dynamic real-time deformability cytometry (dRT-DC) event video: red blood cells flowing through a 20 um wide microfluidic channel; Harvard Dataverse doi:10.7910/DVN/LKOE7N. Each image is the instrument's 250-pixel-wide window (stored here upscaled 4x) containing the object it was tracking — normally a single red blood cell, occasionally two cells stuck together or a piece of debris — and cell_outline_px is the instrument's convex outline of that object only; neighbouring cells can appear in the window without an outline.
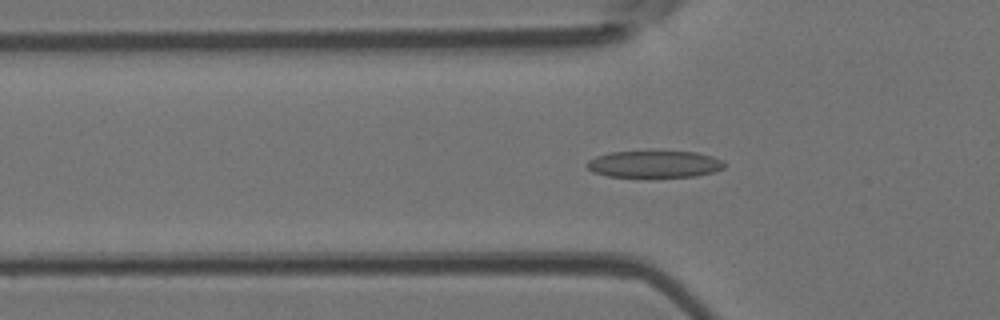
{"species": "Egyptian fruit bat (a non-hibernating species)", "species_latin": "Rousettus aegyptiacus", "temperature_condition": "room temperature", "stored_images_in_passage": 48, "camera_frame_rate_fps": 3000, "um_per_image_px": 0.085, "animal": {"sex": "female"}, "frame": {"image": 1, "passage_image": 14, "time_ms": 4.333, "image_size_px": [1000, 320], "cell_outline_px": [[728, 164], [724, 168], [712, 172], [696, 176], [608, 176], [592, 172], [584, 164], [588, 160], [596, 156], [612, 152], [696, 152], [712, 156]], "centroid_in_image_um": [55.62, 13.95], "position_along_channel_um": 70.2, "area_um2": 21.21}}
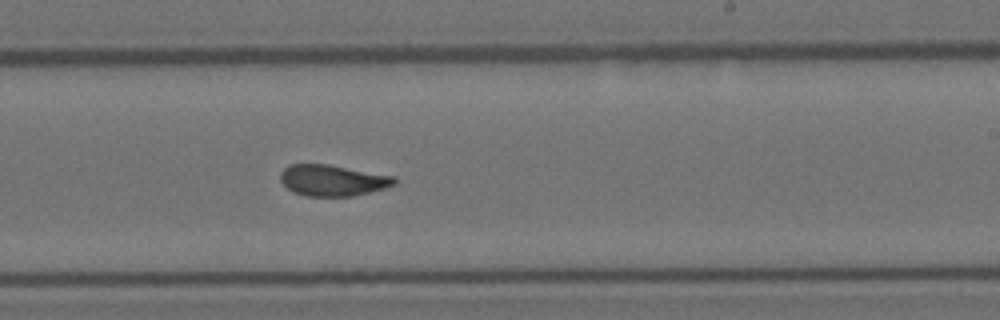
{"frame": {"image": 2, "passage_image": 28, "time_ms": 9.0, "image_size_px": [1000, 320], "cell_outline_px": [[396, 184], [384, 188], [352, 196], [304, 196], [292, 192], [280, 180], [280, 172], [288, 164], [328, 164], [396, 176]], "centroid_in_image_um": [28.26, 15.32], "position_along_channel_um": 260.7, "area_um2": 20.81}}
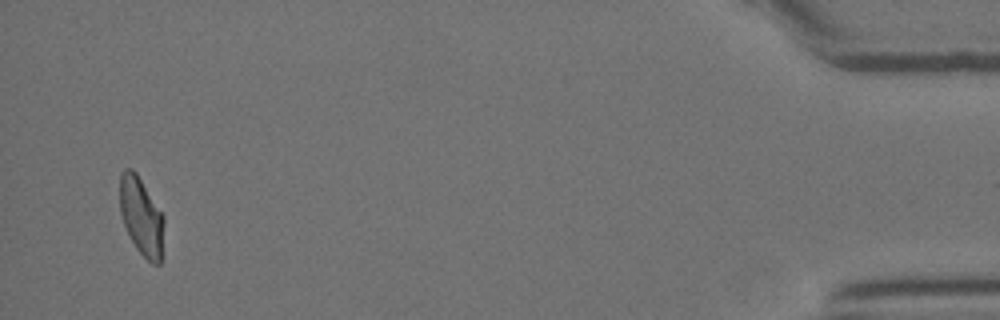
{"frame": {"image": 3, "passage_image": 46, "time_ms": 15.0, "image_size_px": [1000, 320], "cell_outline_px": [[164, 224], [160, 264], [152, 264], [136, 248], [124, 224], [120, 212], [120, 176], [124, 168], [132, 168], [136, 172], [164, 216]], "centroid_in_image_um": [12.01, 18.37], "position_along_channel_um": 423.2, "area_um2": 19.83}, "authors_computed_cell_mechanics": {"area_um2": 21.1259, "velocity_mm_per_s": 4.0671, "shape_relaxation_time_tau1_ms": 9.6819, "shape_relaxation_time_tau2_ms": 1.3688, "deformation_change_tau1": 0.2391, "deformation_change_tau2": 0.0643}}